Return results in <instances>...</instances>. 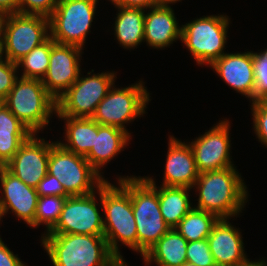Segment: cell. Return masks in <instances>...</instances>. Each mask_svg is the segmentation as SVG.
<instances>
[{
    "instance_id": "obj_23",
    "label": "cell",
    "mask_w": 267,
    "mask_h": 266,
    "mask_svg": "<svg viewBox=\"0 0 267 266\" xmlns=\"http://www.w3.org/2000/svg\"><path fill=\"white\" fill-rule=\"evenodd\" d=\"M32 132L0 103V165L4 167Z\"/></svg>"
},
{
    "instance_id": "obj_10",
    "label": "cell",
    "mask_w": 267,
    "mask_h": 266,
    "mask_svg": "<svg viewBox=\"0 0 267 266\" xmlns=\"http://www.w3.org/2000/svg\"><path fill=\"white\" fill-rule=\"evenodd\" d=\"M82 76L56 101V116L92 118L100 101L114 85L115 72H102Z\"/></svg>"
},
{
    "instance_id": "obj_20",
    "label": "cell",
    "mask_w": 267,
    "mask_h": 266,
    "mask_svg": "<svg viewBox=\"0 0 267 266\" xmlns=\"http://www.w3.org/2000/svg\"><path fill=\"white\" fill-rule=\"evenodd\" d=\"M177 21L171 5L159 4L148 8L144 21V42L149 47L164 49L173 41L181 40L182 26Z\"/></svg>"
},
{
    "instance_id": "obj_25",
    "label": "cell",
    "mask_w": 267,
    "mask_h": 266,
    "mask_svg": "<svg viewBox=\"0 0 267 266\" xmlns=\"http://www.w3.org/2000/svg\"><path fill=\"white\" fill-rule=\"evenodd\" d=\"M65 121V143L57 141L63 148L86 156L94 146L95 120L83 117L57 116ZM67 141V142H66Z\"/></svg>"
},
{
    "instance_id": "obj_40",
    "label": "cell",
    "mask_w": 267,
    "mask_h": 266,
    "mask_svg": "<svg viewBox=\"0 0 267 266\" xmlns=\"http://www.w3.org/2000/svg\"><path fill=\"white\" fill-rule=\"evenodd\" d=\"M246 266H267V261L264 260H253L251 261L249 264H247Z\"/></svg>"
},
{
    "instance_id": "obj_18",
    "label": "cell",
    "mask_w": 267,
    "mask_h": 266,
    "mask_svg": "<svg viewBox=\"0 0 267 266\" xmlns=\"http://www.w3.org/2000/svg\"><path fill=\"white\" fill-rule=\"evenodd\" d=\"M207 240L217 266H246L251 262L245 253L239 228L231 225L228 218L215 223Z\"/></svg>"
},
{
    "instance_id": "obj_42",
    "label": "cell",
    "mask_w": 267,
    "mask_h": 266,
    "mask_svg": "<svg viewBox=\"0 0 267 266\" xmlns=\"http://www.w3.org/2000/svg\"><path fill=\"white\" fill-rule=\"evenodd\" d=\"M181 266H198V265H195V264H192V263H189V262H185Z\"/></svg>"
},
{
    "instance_id": "obj_15",
    "label": "cell",
    "mask_w": 267,
    "mask_h": 266,
    "mask_svg": "<svg viewBox=\"0 0 267 266\" xmlns=\"http://www.w3.org/2000/svg\"><path fill=\"white\" fill-rule=\"evenodd\" d=\"M32 133L20 146L18 152L4 166L26 185L36 188L47 175L51 142Z\"/></svg>"
},
{
    "instance_id": "obj_2",
    "label": "cell",
    "mask_w": 267,
    "mask_h": 266,
    "mask_svg": "<svg viewBox=\"0 0 267 266\" xmlns=\"http://www.w3.org/2000/svg\"><path fill=\"white\" fill-rule=\"evenodd\" d=\"M236 167L199 173L193 188L199 193L194 207L219 219L239 216L248 198V188Z\"/></svg>"
},
{
    "instance_id": "obj_35",
    "label": "cell",
    "mask_w": 267,
    "mask_h": 266,
    "mask_svg": "<svg viewBox=\"0 0 267 266\" xmlns=\"http://www.w3.org/2000/svg\"><path fill=\"white\" fill-rule=\"evenodd\" d=\"M36 191L38 196H65L70 197V195L65 191L59 180L48 174L38 183L36 186Z\"/></svg>"
},
{
    "instance_id": "obj_36",
    "label": "cell",
    "mask_w": 267,
    "mask_h": 266,
    "mask_svg": "<svg viewBox=\"0 0 267 266\" xmlns=\"http://www.w3.org/2000/svg\"><path fill=\"white\" fill-rule=\"evenodd\" d=\"M0 266H26L18 255H15L0 237Z\"/></svg>"
},
{
    "instance_id": "obj_30",
    "label": "cell",
    "mask_w": 267,
    "mask_h": 266,
    "mask_svg": "<svg viewBox=\"0 0 267 266\" xmlns=\"http://www.w3.org/2000/svg\"><path fill=\"white\" fill-rule=\"evenodd\" d=\"M255 71V101H267V49L253 52Z\"/></svg>"
},
{
    "instance_id": "obj_22",
    "label": "cell",
    "mask_w": 267,
    "mask_h": 266,
    "mask_svg": "<svg viewBox=\"0 0 267 266\" xmlns=\"http://www.w3.org/2000/svg\"><path fill=\"white\" fill-rule=\"evenodd\" d=\"M188 242L175 229H170L142 256L145 265L155 262L157 266H181L187 262Z\"/></svg>"
},
{
    "instance_id": "obj_9",
    "label": "cell",
    "mask_w": 267,
    "mask_h": 266,
    "mask_svg": "<svg viewBox=\"0 0 267 266\" xmlns=\"http://www.w3.org/2000/svg\"><path fill=\"white\" fill-rule=\"evenodd\" d=\"M98 0H58L49 18L50 37L58 44L83 48Z\"/></svg>"
},
{
    "instance_id": "obj_39",
    "label": "cell",
    "mask_w": 267,
    "mask_h": 266,
    "mask_svg": "<svg viewBox=\"0 0 267 266\" xmlns=\"http://www.w3.org/2000/svg\"><path fill=\"white\" fill-rule=\"evenodd\" d=\"M7 16L8 13L0 9V39H3L4 26Z\"/></svg>"
},
{
    "instance_id": "obj_24",
    "label": "cell",
    "mask_w": 267,
    "mask_h": 266,
    "mask_svg": "<svg viewBox=\"0 0 267 266\" xmlns=\"http://www.w3.org/2000/svg\"><path fill=\"white\" fill-rule=\"evenodd\" d=\"M115 7L118 13L113 27L114 35L123 48L135 49L144 42V21L147 11L143 8Z\"/></svg>"
},
{
    "instance_id": "obj_5",
    "label": "cell",
    "mask_w": 267,
    "mask_h": 266,
    "mask_svg": "<svg viewBox=\"0 0 267 266\" xmlns=\"http://www.w3.org/2000/svg\"><path fill=\"white\" fill-rule=\"evenodd\" d=\"M3 103L32 133L44 129L57 112L56 100L39 79L19 76Z\"/></svg>"
},
{
    "instance_id": "obj_16",
    "label": "cell",
    "mask_w": 267,
    "mask_h": 266,
    "mask_svg": "<svg viewBox=\"0 0 267 266\" xmlns=\"http://www.w3.org/2000/svg\"><path fill=\"white\" fill-rule=\"evenodd\" d=\"M0 221L11 209L14 215L34 228L38 193L5 167L0 170ZM3 194V195H2Z\"/></svg>"
},
{
    "instance_id": "obj_41",
    "label": "cell",
    "mask_w": 267,
    "mask_h": 266,
    "mask_svg": "<svg viewBox=\"0 0 267 266\" xmlns=\"http://www.w3.org/2000/svg\"><path fill=\"white\" fill-rule=\"evenodd\" d=\"M179 1H181V0H155V6L159 5V4H161V5H169L171 3L173 4V3H177Z\"/></svg>"
},
{
    "instance_id": "obj_19",
    "label": "cell",
    "mask_w": 267,
    "mask_h": 266,
    "mask_svg": "<svg viewBox=\"0 0 267 266\" xmlns=\"http://www.w3.org/2000/svg\"><path fill=\"white\" fill-rule=\"evenodd\" d=\"M162 186L193 188L199 172L189 143L170 136Z\"/></svg>"
},
{
    "instance_id": "obj_13",
    "label": "cell",
    "mask_w": 267,
    "mask_h": 266,
    "mask_svg": "<svg viewBox=\"0 0 267 266\" xmlns=\"http://www.w3.org/2000/svg\"><path fill=\"white\" fill-rule=\"evenodd\" d=\"M230 127L229 121L224 119L191 143L189 142L199 173L234 166L230 156Z\"/></svg>"
},
{
    "instance_id": "obj_14",
    "label": "cell",
    "mask_w": 267,
    "mask_h": 266,
    "mask_svg": "<svg viewBox=\"0 0 267 266\" xmlns=\"http://www.w3.org/2000/svg\"><path fill=\"white\" fill-rule=\"evenodd\" d=\"M83 48L54 43L48 70L41 80L47 92L57 101L78 79Z\"/></svg>"
},
{
    "instance_id": "obj_11",
    "label": "cell",
    "mask_w": 267,
    "mask_h": 266,
    "mask_svg": "<svg viewBox=\"0 0 267 266\" xmlns=\"http://www.w3.org/2000/svg\"><path fill=\"white\" fill-rule=\"evenodd\" d=\"M49 37L48 17L43 15L10 13L5 21L1 43L3 58L17 63Z\"/></svg>"
},
{
    "instance_id": "obj_17",
    "label": "cell",
    "mask_w": 267,
    "mask_h": 266,
    "mask_svg": "<svg viewBox=\"0 0 267 266\" xmlns=\"http://www.w3.org/2000/svg\"><path fill=\"white\" fill-rule=\"evenodd\" d=\"M210 66L233 90L255 101L253 51L225 53Z\"/></svg>"
},
{
    "instance_id": "obj_31",
    "label": "cell",
    "mask_w": 267,
    "mask_h": 266,
    "mask_svg": "<svg viewBox=\"0 0 267 266\" xmlns=\"http://www.w3.org/2000/svg\"><path fill=\"white\" fill-rule=\"evenodd\" d=\"M186 257L187 262L198 266H217L210 252L207 238L188 242Z\"/></svg>"
},
{
    "instance_id": "obj_6",
    "label": "cell",
    "mask_w": 267,
    "mask_h": 266,
    "mask_svg": "<svg viewBox=\"0 0 267 266\" xmlns=\"http://www.w3.org/2000/svg\"><path fill=\"white\" fill-rule=\"evenodd\" d=\"M47 172L59 180L70 196L92 194L107 180L89 164L85 156L68 151L52 141Z\"/></svg>"
},
{
    "instance_id": "obj_26",
    "label": "cell",
    "mask_w": 267,
    "mask_h": 266,
    "mask_svg": "<svg viewBox=\"0 0 267 266\" xmlns=\"http://www.w3.org/2000/svg\"><path fill=\"white\" fill-rule=\"evenodd\" d=\"M160 186L158 199L161 214L165 223L172 229L193 208L189 198L192 188Z\"/></svg>"
},
{
    "instance_id": "obj_12",
    "label": "cell",
    "mask_w": 267,
    "mask_h": 266,
    "mask_svg": "<svg viewBox=\"0 0 267 266\" xmlns=\"http://www.w3.org/2000/svg\"><path fill=\"white\" fill-rule=\"evenodd\" d=\"M96 192L67 197L59 220L45 234L104 235L103 215L96 204Z\"/></svg>"
},
{
    "instance_id": "obj_38",
    "label": "cell",
    "mask_w": 267,
    "mask_h": 266,
    "mask_svg": "<svg viewBox=\"0 0 267 266\" xmlns=\"http://www.w3.org/2000/svg\"><path fill=\"white\" fill-rule=\"evenodd\" d=\"M0 9L10 13H18V0H0Z\"/></svg>"
},
{
    "instance_id": "obj_3",
    "label": "cell",
    "mask_w": 267,
    "mask_h": 266,
    "mask_svg": "<svg viewBox=\"0 0 267 266\" xmlns=\"http://www.w3.org/2000/svg\"><path fill=\"white\" fill-rule=\"evenodd\" d=\"M41 242L54 266H123L104 235L43 234Z\"/></svg>"
},
{
    "instance_id": "obj_34",
    "label": "cell",
    "mask_w": 267,
    "mask_h": 266,
    "mask_svg": "<svg viewBox=\"0 0 267 266\" xmlns=\"http://www.w3.org/2000/svg\"><path fill=\"white\" fill-rule=\"evenodd\" d=\"M58 0H18V13L49 17Z\"/></svg>"
},
{
    "instance_id": "obj_37",
    "label": "cell",
    "mask_w": 267,
    "mask_h": 266,
    "mask_svg": "<svg viewBox=\"0 0 267 266\" xmlns=\"http://www.w3.org/2000/svg\"><path fill=\"white\" fill-rule=\"evenodd\" d=\"M115 6L148 9L155 6V0H109Z\"/></svg>"
},
{
    "instance_id": "obj_21",
    "label": "cell",
    "mask_w": 267,
    "mask_h": 266,
    "mask_svg": "<svg viewBox=\"0 0 267 266\" xmlns=\"http://www.w3.org/2000/svg\"><path fill=\"white\" fill-rule=\"evenodd\" d=\"M131 136L124 130L95 121V141L91 151L85 156L89 164L101 175L102 167L109 163L130 142Z\"/></svg>"
},
{
    "instance_id": "obj_4",
    "label": "cell",
    "mask_w": 267,
    "mask_h": 266,
    "mask_svg": "<svg viewBox=\"0 0 267 266\" xmlns=\"http://www.w3.org/2000/svg\"><path fill=\"white\" fill-rule=\"evenodd\" d=\"M130 196L137 227V252L143 256L171 228L162 217L153 178L130 176Z\"/></svg>"
},
{
    "instance_id": "obj_32",
    "label": "cell",
    "mask_w": 267,
    "mask_h": 266,
    "mask_svg": "<svg viewBox=\"0 0 267 266\" xmlns=\"http://www.w3.org/2000/svg\"><path fill=\"white\" fill-rule=\"evenodd\" d=\"M251 104L254 133L261 144L267 147V101H253Z\"/></svg>"
},
{
    "instance_id": "obj_28",
    "label": "cell",
    "mask_w": 267,
    "mask_h": 266,
    "mask_svg": "<svg viewBox=\"0 0 267 266\" xmlns=\"http://www.w3.org/2000/svg\"><path fill=\"white\" fill-rule=\"evenodd\" d=\"M54 43L55 41L49 37L19 60L16 63L17 67L24 68L20 77L42 80L48 70L51 47Z\"/></svg>"
},
{
    "instance_id": "obj_43",
    "label": "cell",
    "mask_w": 267,
    "mask_h": 266,
    "mask_svg": "<svg viewBox=\"0 0 267 266\" xmlns=\"http://www.w3.org/2000/svg\"><path fill=\"white\" fill-rule=\"evenodd\" d=\"M2 39H0V59L3 57L2 55Z\"/></svg>"
},
{
    "instance_id": "obj_1",
    "label": "cell",
    "mask_w": 267,
    "mask_h": 266,
    "mask_svg": "<svg viewBox=\"0 0 267 266\" xmlns=\"http://www.w3.org/2000/svg\"><path fill=\"white\" fill-rule=\"evenodd\" d=\"M117 185L105 181L98 189L103 208L104 237L110 251L127 264L119 251V241L137 252V227L130 196V177L119 176Z\"/></svg>"
},
{
    "instance_id": "obj_29",
    "label": "cell",
    "mask_w": 267,
    "mask_h": 266,
    "mask_svg": "<svg viewBox=\"0 0 267 266\" xmlns=\"http://www.w3.org/2000/svg\"><path fill=\"white\" fill-rule=\"evenodd\" d=\"M66 199L67 197L65 196H39L34 219V228L45 224L46 233H48L59 220Z\"/></svg>"
},
{
    "instance_id": "obj_33",
    "label": "cell",
    "mask_w": 267,
    "mask_h": 266,
    "mask_svg": "<svg viewBox=\"0 0 267 266\" xmlns=\"http://www.w3.org/2000/svg\"><path fill=\"white\" fill-rule=\"evenodd\" d=\"M19 68L16 63L0 59V102H3L14 86Z\"/></svg>"
},
{
    "instance_id": "obj_7",
    "label": "cell",
    "mask_w": 267,
    "mask_h": 266,
    "mask_svg": "<svg viewBox=\"0 0 267 266\" xmlns=\"http://www.w3.org/2000/svg\"><path fill=\"white\" fill-rule=\"evenodd\" d=\"M227 15H210L182 25L181 41L198 65H211L224 53L229 27Z\"/></svg>"
},
{
    "instance_id": "obj_27",
    "label": "cell",
    "mask_w": 267,
    "mask_h": 266,
    "mask_svg": "<svg viewBox=\"0 0 267 266\" xmlns=\"http://www.w3.org/2000/svg\"><path fill=\"white\" fill-rule=\"evenodd\" d=\"M219 218L210 212L192 208L178 223L175 229L187 241L206 239Z\"/></svg>"
},
{
    "instance_id": "obj_8",
    "label": "cell",
    "mask_w": 267,
    "mask_h": 266,
    "mask_svg": "<svg viewBox=\"0 0 267 266\" xmlns=\"http://www.w3.org/2000/svg\"><path fill=\"white\" fill-rule=\"evenodd\" d=\"M138 82L121 89L114 84L97 105L92 119L99 125L114 126L131 135L125 124L143 116L146 105L151 101L143 81Z\"/></svg>"
}]
</instances>
